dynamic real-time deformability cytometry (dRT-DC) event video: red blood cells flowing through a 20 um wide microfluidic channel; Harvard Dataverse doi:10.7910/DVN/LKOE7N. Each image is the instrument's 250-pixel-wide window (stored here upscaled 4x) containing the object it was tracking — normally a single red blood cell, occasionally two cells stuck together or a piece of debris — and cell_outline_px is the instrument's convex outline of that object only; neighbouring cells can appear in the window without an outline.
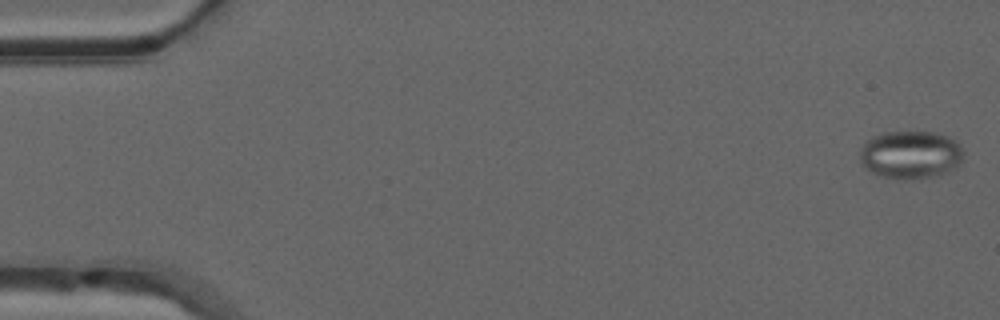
{"species": "common noctule bat (a hibernating species)", "species_latin": "Nyctalus noctula", "temperature_condition": "warm", "stored_images_in_passage": 51, "segment_of_instrument_passage": [1, 2], "camera_frame_rate_fps": 3000, "um_per_image_px": 0.085, "animal": {"sex": "male", "forearm_length_mm": 52.5}, "frame": {"image": 1, "passage_image": 1, "time_ms": 0.0, "image_size_px": [1000, 320], "cell_outline_px": [[964, 156], [960, 164], [956, 168], [936, 176], [912, 180], [896, 180], [880, 176], [864, 168], [860, 164], [860, 148], [872, 136], [884, 132], [936, 132], [948, 136], [956, 140], [960, 144], [964, 152]], "centroid_in_image_um": [77.41, 13.17], "position_along_channel_um": 7.6, "area_um2": 29.71}}